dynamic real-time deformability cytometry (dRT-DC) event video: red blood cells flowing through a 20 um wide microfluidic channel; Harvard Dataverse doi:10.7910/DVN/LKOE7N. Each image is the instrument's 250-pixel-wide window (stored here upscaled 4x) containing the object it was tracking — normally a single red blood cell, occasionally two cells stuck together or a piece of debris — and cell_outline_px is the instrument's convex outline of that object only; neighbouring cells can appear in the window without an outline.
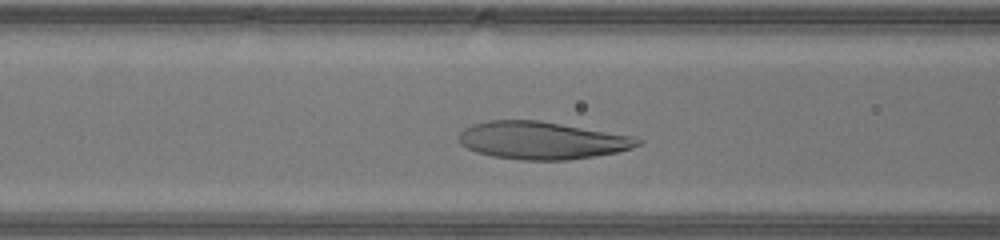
{"species": "human", "species_latin": "Homo sapiens", "temperature_condition": "warm", "stored_images_in_passage": 28, "camera_frame_rate_fps": 3000, "um_per_image_px": 0.085, "donor": {"sex": "male"}, "frame": {"image": 1, "passage_image": 8, "time_ms": 2.333, "image_size_px": [1000, 240], "cell_outline_px": [[644, 140], [640, 144], [632, 148], [616, 152], [568, 160], [520, 160], [492, 156], [476, 152], [460, 144], [460, 132], [464, 128], [472, 124], [488, 120], [540, 120], [632, 136]], "centroid_in_image_um": [46.04, 11.93], "position_along_channel_um": 120.6, "area_um2": 39.07}}
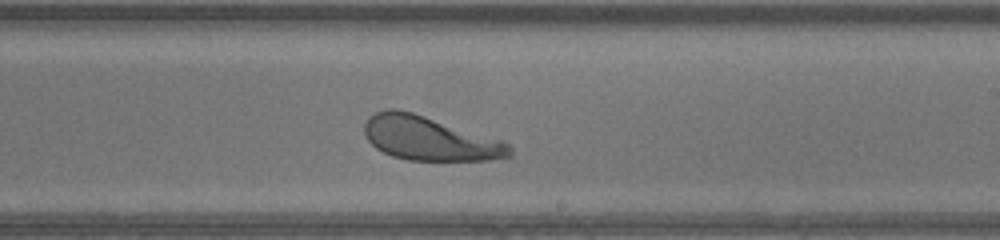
{"frame": {"image": 2, "passage_image": 17, "time_ms": 5.333, "image_size_px": [1000, 240], "cell_outline_px": [[512, 156], [488, 160], [408, 160], [392, 156], [376, 148], [368, 140], [364, 132], [364, 124], [368, 116], [376, 112], [388, 108], [396, 108], [412, 112], [504, 140], [512, 148]], "centroid_in_image_um": [36.52, 11.76], "position_along_channel_um": 252.5, "area_um2": 37.34}}
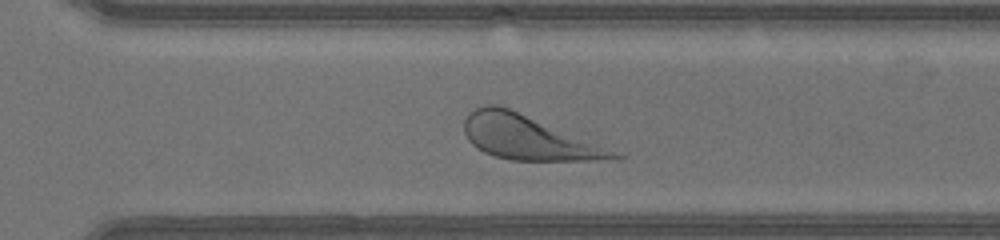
{"frame": {"image": 3, "passage_image": 22, "time_ms": 7.0, "image_size_px": [1000, 240], "cell_outline_px": [[624, 156], [588, 160], [512, 160], [496, 156], [484, 152], [476, 148], [468, 140], [464, 132], [464, 120], [476, 108], [484, 104], [496, 104], [508, 108], [596, 144]], "centroid_in_image_um": [44.72, 11.68], "position_along_channel_um": 325.9, "area_um2": 36.82}}